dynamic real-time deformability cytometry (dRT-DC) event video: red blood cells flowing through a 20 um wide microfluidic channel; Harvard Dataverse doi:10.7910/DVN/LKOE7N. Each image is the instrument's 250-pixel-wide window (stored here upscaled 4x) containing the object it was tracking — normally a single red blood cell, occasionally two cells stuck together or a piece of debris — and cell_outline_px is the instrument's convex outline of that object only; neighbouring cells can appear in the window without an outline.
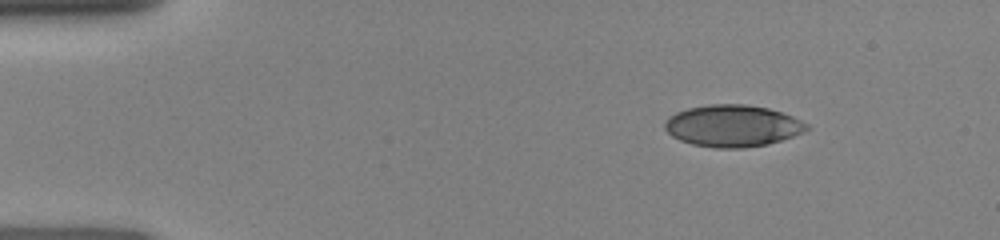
{"species": "human", "species_latin": "Homo sapiens", "temperature_condition": "room temperature", "stored_images_in_passage": 10, "camera_frame_rate_fps": 3000, "um_per_image_px": 0.085, "donor": {"sex": "female"}, "frame": {"image": 1, "passage_image": 2, "time_ms": 1.0, "image_size_px": [1000, 240], "cell_outline_px": [[812, 128], [804, 132], [768, 144], [744, 148], [716, 148], [692, 144], [680, 140], [672, 136], [664, 128], [664, 124], [668, 116], [676, 112], [688, 108], [708, 104], [744, 104], [768, 108], [792, 116], [808, 124]], "centroid_in_image_um": [62.26, 10.69], "position_along_channel_um": 22.7, "area_um2": 34.62}}
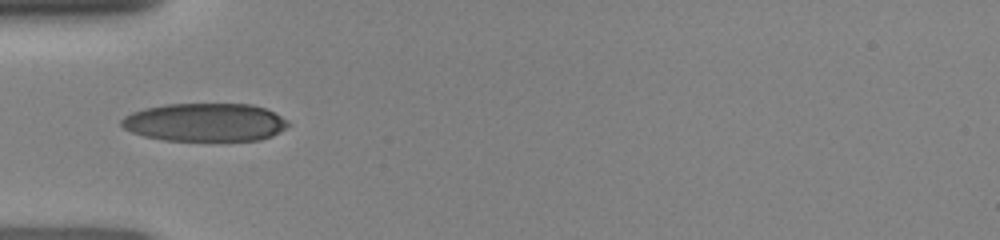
{"frame": {"image": 2, "passage_image": 8, "time_ms": 4.0, "image_size_px": [1000, 240], "cell_outline_px": [[292, 124], [280, 132], [272, 136], [260, 140], [164, 140], [144, 136], [132, 132], [124, 128], [120, 124], [120, 120], [124, 116], [132, 112], [144, 108], [164, 104], [252, 104], [264, 108], [288, 120]], "centroid_in_image_um": [17.43, 10.39], "position_along_channel_um": 67.6, "area_um2": 37.17}}